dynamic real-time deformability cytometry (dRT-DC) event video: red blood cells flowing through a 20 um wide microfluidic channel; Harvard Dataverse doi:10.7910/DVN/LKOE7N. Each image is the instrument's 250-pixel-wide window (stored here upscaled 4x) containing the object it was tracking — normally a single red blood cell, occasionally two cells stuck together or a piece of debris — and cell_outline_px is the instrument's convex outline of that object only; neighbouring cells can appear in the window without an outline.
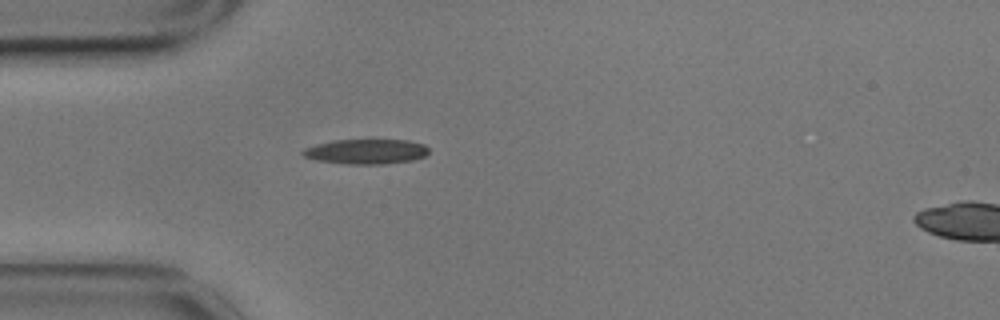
{"species": "common noctule bat (a hibernating species)", "species_latin": "Nyctalus noctula", "temperature_condition": "cold", "stored_images_in_passage": 42, "camera_frame_rate_fps": 3000, "um_per_image_px": 0.085, "animal": {"sex": "male", "body_mass_g": 17.9}, "frame": {"image": 1, "passage_image": 1, "time_ms": 0.0, "image_size_px": [1000, 320], "cell_outline_px": [[428, 152], [424, 156], [412, 160], [384, 164], [348, 164], [316, 160], [304, 156], [300, 152], [304, 148], [316, 144], [332, 140], [408, 140], [424, 144], [428, 148]], "centroid_in_image_um": [31.1, 12.88], "position_along_channel_um": 53.9, "area_um2": 18.26}}
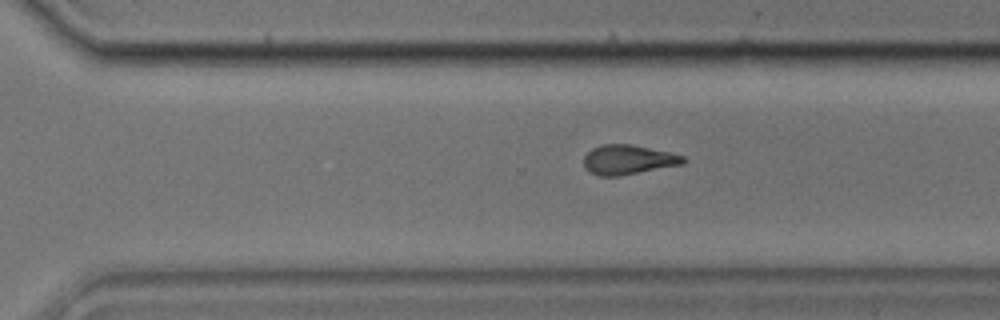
{"frame": {"image": 2, "passage_image": 24, "time_ms": 7.667, "image_size_px": [1000, 320], "cell_outline_px": [[684, 164], [620, 176], [600, 176], [592, 172], [584, 164], [584, 156], [592, 148], [604, 144], [632, 144], [668, 152], [684, 156]], "centroid_in_image_um": [53.4, 13.57], "position_along_channel_um": 317.2, "area_um2": 16.94}}
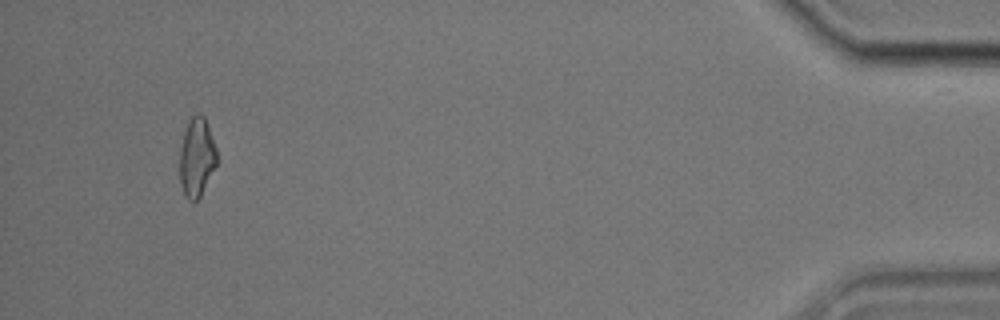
{"frame": {"image": 3, "passage_image": 39, "time_ms": 12.667, "image_size_px": [1000, 320], "cell_outline_px": [[216, 164], [200, 196], [196, 200], [188, 200], [184, 196], [180, 180], [180, 148], [184, 132], [188, 120], [196, 112], [200, 112], [204, 116], [216, 148]], "centroid_in_image_um": [16.7, 13.33], "position_along_channel_um": 418.5, "area_um2": 16.88}, "authors_computed_cell_mechanics": {"area_um2": 17.3978, "velocity_mm_per_s": 3.5068, "shape_relaxation_time_tau1_ms": null, "shape_relaxation_time_tau2_ms": 3.6035, "deformation_change_tau1": null, "deformation_change_tau2": 0.1166}}